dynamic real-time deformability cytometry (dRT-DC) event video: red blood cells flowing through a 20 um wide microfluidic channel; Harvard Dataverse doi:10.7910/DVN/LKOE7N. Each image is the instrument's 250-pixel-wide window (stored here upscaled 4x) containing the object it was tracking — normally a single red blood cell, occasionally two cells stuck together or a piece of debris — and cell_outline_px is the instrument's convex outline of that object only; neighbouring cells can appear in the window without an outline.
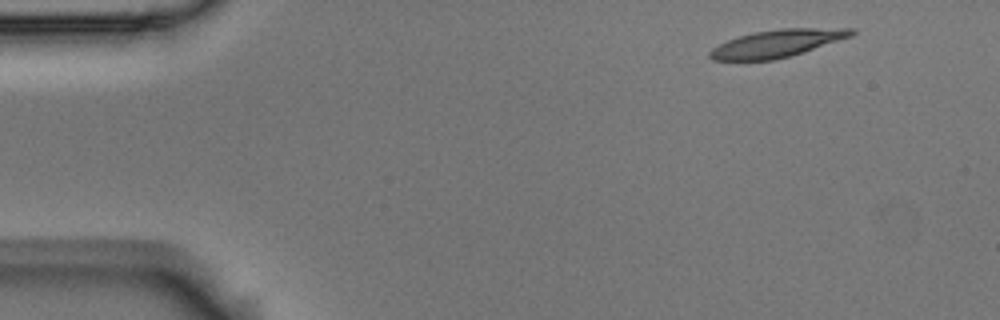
{"species": "Egyptian fruit bat (a non-hibernating species)", "species_latin": "Rousettus aegyptiacus", "temperature_condition": "room temperature", "stored_images_in_passage": 5, "camera_frame_rate_fps": 3000, "um_per_image_px": 0.085, "animal": {"sex": "male"}, "frame": {"image": 1, "passage_image": 1, "time_ms": 0.0, "image_size_px": [1000, 320], "cell_outline_px": [[856, 32], [852, 36], [788, 56], [772, 60], [712, 60], [708, 56], [708, 52], [712, 48], [728, 40], [752, 32], [780, 28], [856, 28]], "centroid_in_image_um": [66.04, 3.67], "position_along_channel_um": 19.0, "area_um2": 22.43}}
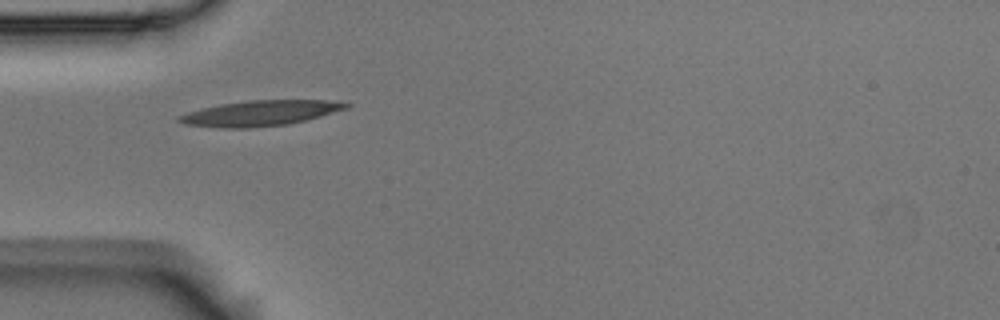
{"frame": {"image": 2, "passage_image": 4, "time_ms": 1.0, "image_size_px": [1000, 320], "cell_outline_px": [[352, 104], [348, 108], [320, 116], [288, 124], [248, 128], [220, 128], [184, 124], [176, 120], [176, 116], [200, 108], [220, 104], [248, 100], [324, 100]], "centroid_in_image_um": [22.05, 9.62], "position_along_channel_um": 63.0, "area_um2": 24.68}}
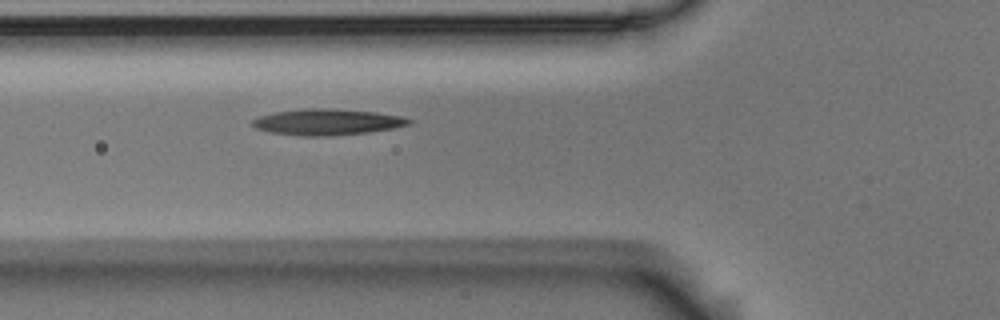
{"frame": {"image": 3, "passage_image": 5, "time_ms": 1.333, "image_size_px": [1000, 320], "cell_outline_px": [[416, 120], [412, 124], [396, 128], [368, 132], [328, 136], [304, 136], [272, 132], [256, 128], [252, 124], [252, 120], [260, 116], [276, 112], [304, 108], [332, 108], [376, 112], [400, 116]], "centroid_in_image_um": [27.89, 10.36], "position_along_channel_um": 97.9, "area_um2": 23.87}}